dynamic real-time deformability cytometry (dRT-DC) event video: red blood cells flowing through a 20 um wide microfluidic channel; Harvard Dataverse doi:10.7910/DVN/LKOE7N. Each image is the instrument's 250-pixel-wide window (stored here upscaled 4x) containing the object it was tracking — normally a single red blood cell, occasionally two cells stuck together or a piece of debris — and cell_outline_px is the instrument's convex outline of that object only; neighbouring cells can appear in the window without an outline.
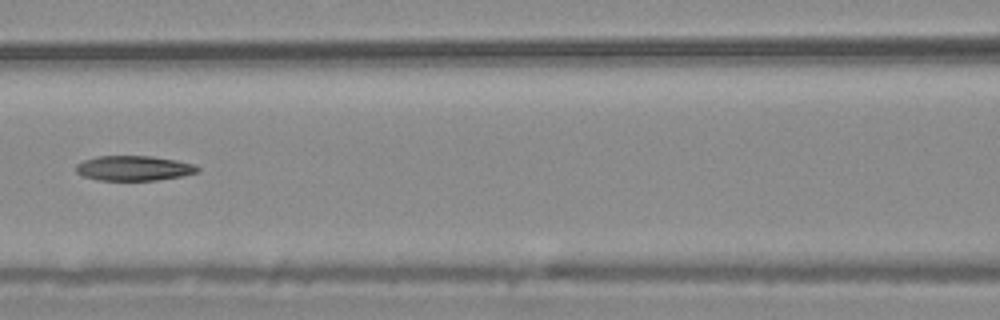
{"species": "common noctule bat (a hibernating species)", "species_latin": "Nyctalus noctula", "temperature_condition": "warm", "stored_images_in_passage": 6, "camera_frame_rate_fps": 3000, "um_per_image_px": 0.085, "animal": {"sex": "male", "body_mass_g": 20.4}, "frame": {"image": 1, "passage_image": 6, "time_ms": 1.667, "image_size_px": [1000, 320], "cell_outline_px": [[200, 172], [180, 176], [156, 180], [96, 180], [84, 176], [76, 172], [76, 164], [84, 160], [96, 156], [152, 156], [176, 160], [192, 164], [200, 168]], "centroid_in_image_um": [11.36, 14.29], "position_along_channel_um": 155.2, "area_um2": 17.63}}